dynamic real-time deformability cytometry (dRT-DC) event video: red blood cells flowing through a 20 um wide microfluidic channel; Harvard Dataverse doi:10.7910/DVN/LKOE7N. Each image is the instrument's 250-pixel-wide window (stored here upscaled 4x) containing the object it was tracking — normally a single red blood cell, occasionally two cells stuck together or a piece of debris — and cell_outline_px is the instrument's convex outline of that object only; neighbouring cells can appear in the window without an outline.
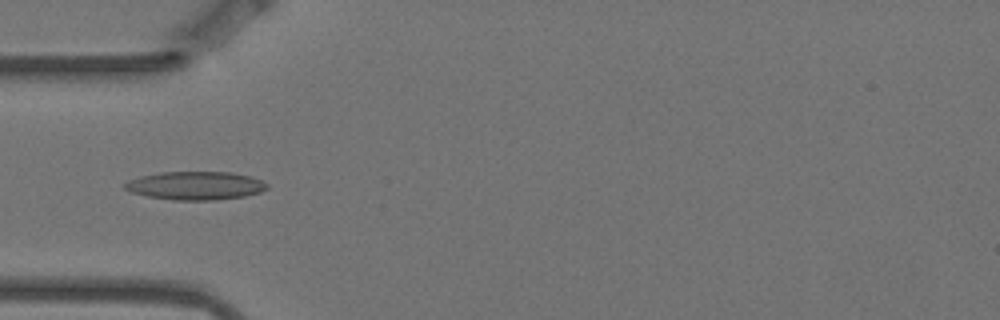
{"species": "Egyptian fruit bat (a non-hibernating species)", "species_latin": "Rousettus aegyptiacus", "temperature_condition": "warm", "stored_images_in_passage": 7, "camera_frame_rate_fps": 3000, "um_per_image_px": 0.085, "animal": {"sex": "female"}, "frame": {"image": 1, "passage_image": 4, "time_ms": 1.0, "image_size_px": [1000, 320], "cell_outline_px": [[268, 188], [260, 192], [244, 196], [216, 200], [176, 200], [148, 196], [132, 192], [124, 188], [124, 184], [128, 180], [140, 176], [160, 172], [232, 172], [252, 176], [268, 184]], "centroid_in_image_um": [16.63, 15.77], "position_along_channel_um": 68.4, "area_um2": 23.47}}
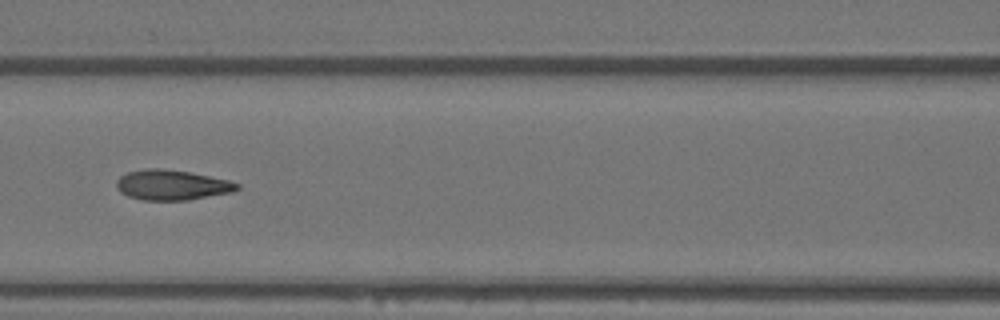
{"frame": {"image": 2, "passage_image": 6, "time_ms": 1.667, "image_size_px": [1000, 320], "cell_outline_px": [[240, 188], [232, 192], [188, 200], [140, 200], [128, 196], [120, 192], [116, 188], [116, 180], [120, 176], [128, 172], [148, 168], [160, 168], [188, 172], [228, 180], [240, 184]], "centroid_in_image_um": [14.58, 15.73], "position_along_channel_um": 152.0, "area_um2": 21.15}}
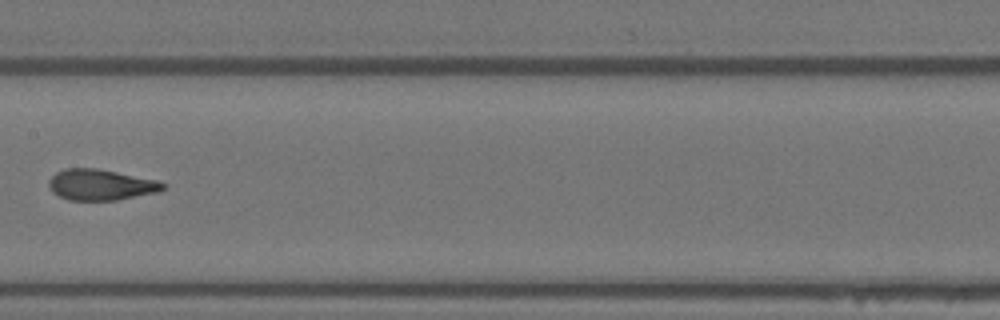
{"frame": {"image": 3, "passage_image": 7, "time_ms": 2.0, "image_size_px": [1000, 320], "cell_outline_px": [[168, 184], [160, 192], [116, 200], [68, 200], [52, 192], [48, 184], [48, 180], [56, 172], [64, 168], [96, 168], [156, 180]], "centroid_in_image_um": [8.56, 15.71], "position_along_channel_um": 198.8, "area_um2": 20.58}}